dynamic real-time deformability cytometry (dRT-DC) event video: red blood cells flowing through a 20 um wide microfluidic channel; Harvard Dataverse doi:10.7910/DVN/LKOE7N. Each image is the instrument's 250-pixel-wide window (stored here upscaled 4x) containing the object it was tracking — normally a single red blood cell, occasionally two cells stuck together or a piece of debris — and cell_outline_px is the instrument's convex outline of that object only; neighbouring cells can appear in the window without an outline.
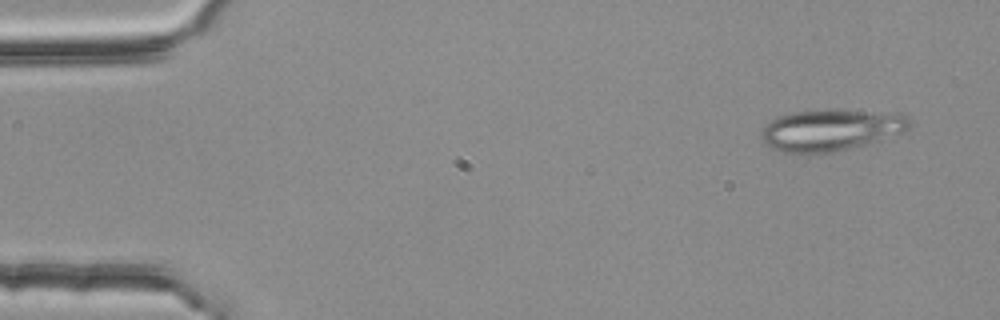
{"species": "common noctule bat (a hibernating species)", "species_latin": "Nyctalus noctula", "temperature_condition": "room temperature", "stored_images_in_passage": 4, "camera_frame_rate_fps": 3000, "um_per_image_px": 0.085, "animal": {"sex": "female", "body_mass_g": 25.1}, "frame": {"image": 1, "passage_image": 1, "time_ms": 0.0, "image_size_px": [1000, 320], "cell_outline_px": [[912, 128], [904, 132], [880, 140], [832, 152], [784, 152], [772, 148], [764, 140], [760, 132], [776, 116], [796, 112], [828, 108], [900, 112], [912, 124]], "centroid_in_image_um": [70.71, 11.0], "position_along_channel_um": 14.3, "area_um2": 36.01}}